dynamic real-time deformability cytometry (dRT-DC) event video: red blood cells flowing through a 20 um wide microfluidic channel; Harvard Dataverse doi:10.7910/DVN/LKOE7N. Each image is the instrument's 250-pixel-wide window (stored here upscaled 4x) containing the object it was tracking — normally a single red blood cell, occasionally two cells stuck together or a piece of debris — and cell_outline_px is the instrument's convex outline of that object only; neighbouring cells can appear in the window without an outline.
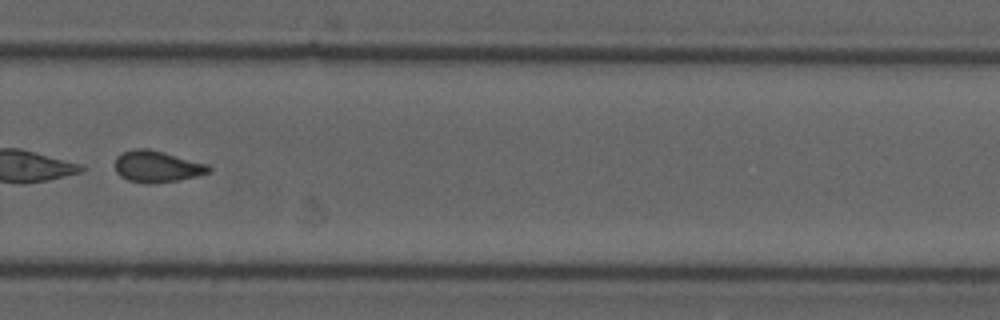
{"species": "common noctule bat (a hibernating species)", "species_latin": "Nyctalus noctula", "temperature_condition": "cold", "stored_images_in_passage": 54, "segment_of_instrument_passage": [2, 2], "camera_frame_rate_fps": 3000, "um_per_image_px": 0.085, "animal": {"sex": "male", "forearm_length_mm": 52.5}, "frame": {"image": 1, "passage_image": 38, "time_ms": 12.333, "image_size_px": [1000, 320], "cell_outline_px": [[212, 172], [196, 176], [176, 180], [152, 184], [144, 184], [128, 180], [120, 176], [116, 172], [116, 156], [124, 152], [136, 148], [148, 148], [208, 164], [212, 168]], "centroid_in_image_um": [13.35, 14.16], "position_along_channel_um": 316.4, "area_um2": 17.22}}